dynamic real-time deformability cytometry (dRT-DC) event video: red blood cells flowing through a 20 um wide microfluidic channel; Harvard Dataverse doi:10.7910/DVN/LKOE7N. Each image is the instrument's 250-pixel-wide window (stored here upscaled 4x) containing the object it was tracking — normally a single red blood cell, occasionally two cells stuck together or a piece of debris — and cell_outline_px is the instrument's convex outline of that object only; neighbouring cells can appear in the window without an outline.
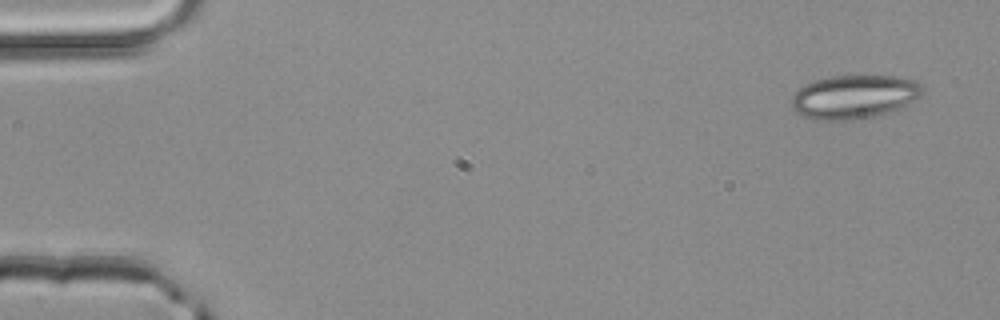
{"species": "common noctule bat (a hibernating species)", "species_latin": "Nyctalus noctula", "temperature_condition": "room temperature", "stored_images_in_passage": 4, "camera_frame_rate_fps": 3000, "um_per_image_px": 0.085, "animal": {"sex": "male", "body_mass_g": 20.4}, "frame": {"image": 1, "passage_image": 1, "time_ms": 0.0, "image_size_px": [1000, 320], "cell_outline_px": [[924, 88], [920, 96], [916, 100], [900, 108], [872, 116], [844, 120], [812, 120], [800, 116], [792, 108], [792, 96], [804, 84], [812, 80], [832, 76], [900, 76], [912, 80], [920, 84]], "centroid_in_image_um": [72.57, 8.22], "position_along_channel_um": 12.4, "area_um2": 33.35}}